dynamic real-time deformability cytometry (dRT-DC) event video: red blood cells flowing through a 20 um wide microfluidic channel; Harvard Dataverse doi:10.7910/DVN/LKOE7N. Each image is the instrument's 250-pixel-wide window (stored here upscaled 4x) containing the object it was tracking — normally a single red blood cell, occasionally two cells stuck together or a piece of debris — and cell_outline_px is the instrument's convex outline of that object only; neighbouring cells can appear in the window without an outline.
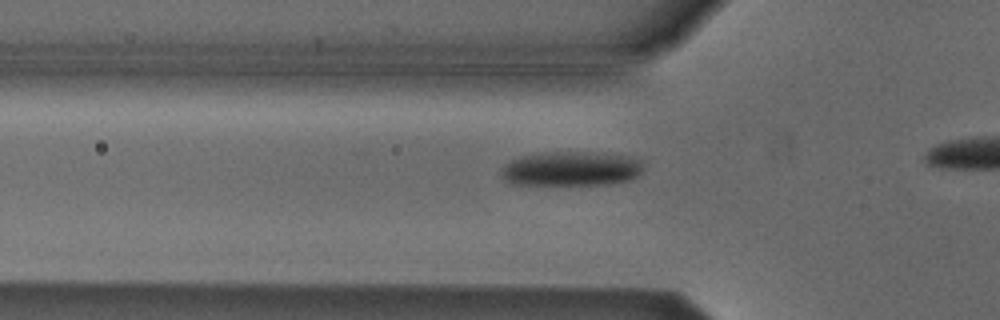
{"species": "Egyptian fruit bat (a non-hibernating species)", "species_latin": "Rousettus aegyptiacus", "temperature_condition": "cold", "stored_images_in_passage": 18, "camera_frame_rate_fps": 3000, "um_per_image_px": 0.085, "animal": {"sex": "male"}, "frame": {"image": 1, "passage_image": 9, "time_ms": 2.667, "image_size_px": [1000, 320], "cell_outline_px": [[644, 168], [632, 180], [612, 184], [512, 184], [504, 180], [500, 176], [504, 164], [508, 160], [520, 156], [544, 152], [588, 152], [628, 156], [640, 160], [644, 164]], "centroid_in_image_um": [48.53, 14.34], "position_along_channel_um": 77.3, "area_um2": 28.78}}
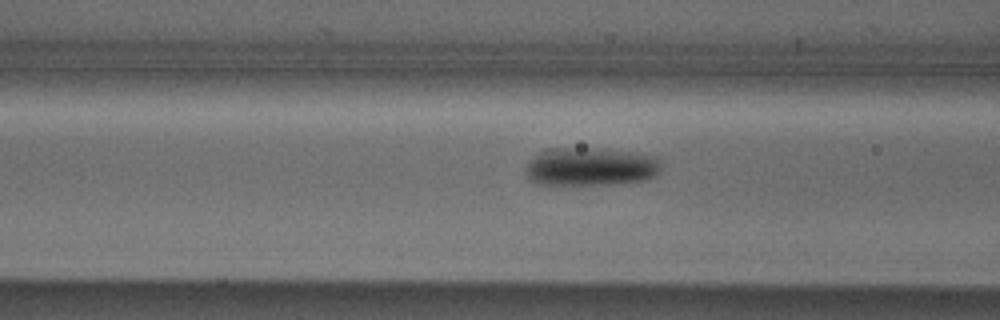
{"frame": {"image": 2, "passage_image": 12, "time_ms": 3.667, "image_size_px": [1000, 320], "cell_outline_px": [[664, 164], [660, 172], [656, 176], [648, 180], [612, 184], [540, 184], [528, 180], [524, 168], [544, 148], [596, 148], [632, 152], [656, 156]], "centroid_in_image_um": [50.26, 14.17], "position_along_channel_um": 116.3, "area_um2": 30.63}}
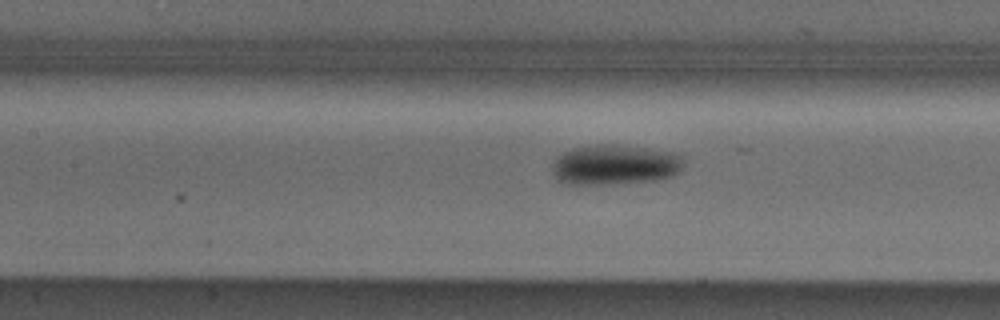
{"frame": {"image": 3, "passage_image": 15, "time_ms": 4.667, "image_size_px": [1000, 320], "cell_outline_px": [[684, 164], [680, 172], [672, 176], [660, 180], [608, 184], [564, 184], [556, 180], [552, 176], [552, 164], [564, 152], [572, 148], [596, 144], [612, 144], [644, 148], [672, 152], [684, 156]], "centroid_in_image_um": [52.27, 14.02], "position_along_channel_um": 155.1, "area_um2": 31.1}}